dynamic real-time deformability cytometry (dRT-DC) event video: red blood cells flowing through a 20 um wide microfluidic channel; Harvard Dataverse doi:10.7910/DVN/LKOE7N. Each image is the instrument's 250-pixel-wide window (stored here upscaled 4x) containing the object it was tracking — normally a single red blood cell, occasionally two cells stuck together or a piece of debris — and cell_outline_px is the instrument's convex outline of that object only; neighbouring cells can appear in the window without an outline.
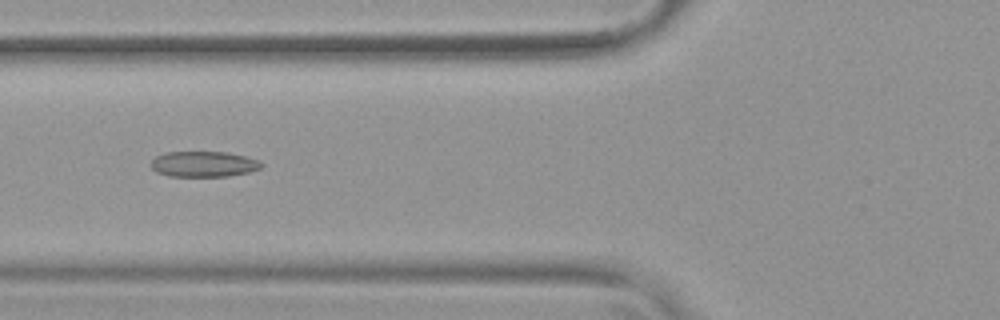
{"species": "common noctule bat (a hibernating species)", "species_latin": "Nyctalus noctula", "temperature_condition": "warm", "stored_images_in_passage": 53, "camera_frame_rate_fps": 3000, "um_per_image_px": 0.085, "animal": {"sex": "female", "body_mass_g": 19.9}, "frame": {"image": 1, "passage_image": 21, "time_ms": 6.667, "image_size_px": [1000, 320], "cell_outline_px": [[264, 164], [260, 168], [248, 172], [228, 176], [168, 176], [156, 172], [148, 164], [156, 156], [168, 152], [224, 152], [244, 156], [260, 160]], "centroid_in_image_um": [17.29, 13.95], "position_along_channel_um": 108.5, "area_um2": 16.47}}
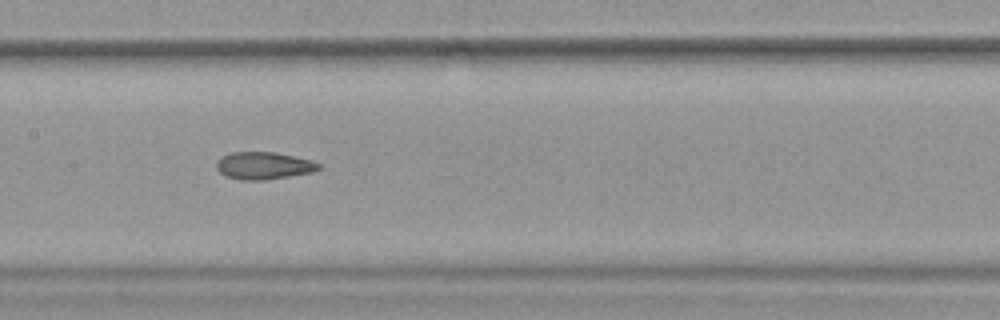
{"frame": {"image": 2, "passage_image": 27, "time_ms": 8.667, "image_size_px": [1000, 320], "cell_outline_px": [[320, 168], [312, 172], [264, 180], [240, 180], [224, 176], [216, 168], [216, 160], [220, 156], [232, 152], [276, 152], [312, 160], [320, 164]], "centroid_in_image_um": [22.36, 14.07], "position_along_channel_um": 185.0, "area_um2": 16.42}}
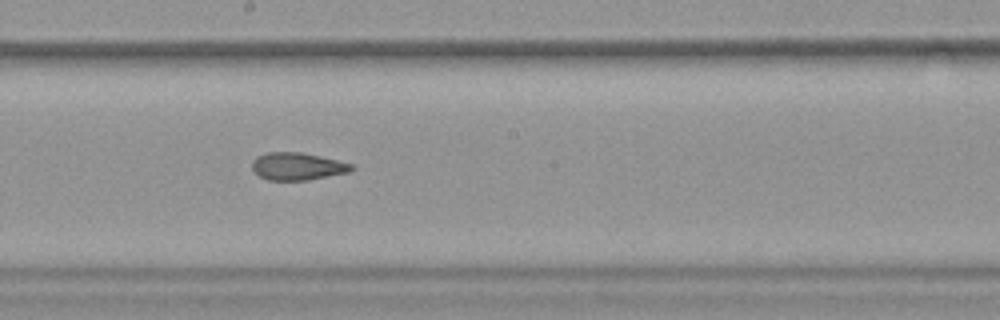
{"frame": {"image": 3, "passage_image": 30, "time_ms": 9.667, "image_size_px": [1000, 320], "cell_outline_px": [[356, 168], [348, 172], [308, 180], [268, 180], [260, 176], [252, 168], [252, 160], [256, 156], [268, 152], [300, 152], [320, 156], [352, 164]], "centroid_in_image_um": [25.27, 14.13], "position_along_channel_um": 222.9, "area_um2": 15.84}, "authors_computed_cell_mechanics": {"area_um2": 17.2244, "velocity_mm_per_s": 3.818, "shape_relaxation_time_tau1_ms": null, "shape_relaxation_time_tau2_ms": 2.3584, "deformation_change_tau1": null, "deformation_change_tau2": 0.1073}}